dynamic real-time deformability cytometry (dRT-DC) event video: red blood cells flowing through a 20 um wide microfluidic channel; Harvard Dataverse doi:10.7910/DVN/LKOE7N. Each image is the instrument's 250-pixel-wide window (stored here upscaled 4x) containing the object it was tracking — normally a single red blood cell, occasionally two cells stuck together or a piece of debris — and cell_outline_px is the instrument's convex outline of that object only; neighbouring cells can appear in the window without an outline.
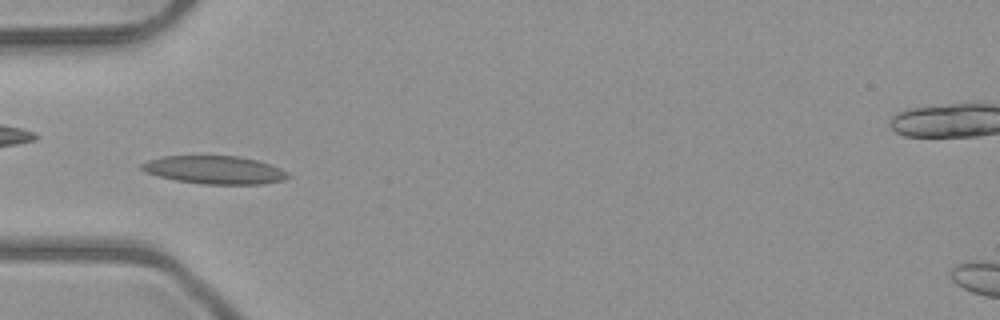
{"species": "common noctule bat (a hibernating species)", "species_latin": "Nyctalus noctula", "temperature_condition": "room temperature", "stored_images_in_passage": 23, "camera_frame_rate_fps": 3000, "um_per_image_px": 0.085, "animal": {"sex": "male", "body_mass_g": 23.1, "forearm_length_mm": 52.7}, "frame": {"image": 1, "passage_image": 17, "time_ms": 5.333, "image_size_px": [1000, 320], "cell_outline_px": [[292, 176], [284, 180], [264, 184], [204, 184], [176, 180], [144, 172], [140, 168], [140, 164], [148, 160], [164, 156], [236, 156], [256, 160], [280, 168], [288, 172]], "centroid_in_image_um": [18.25, 14.45], "position_along_channel_um": 66.7, "area_um2": 23.87}}
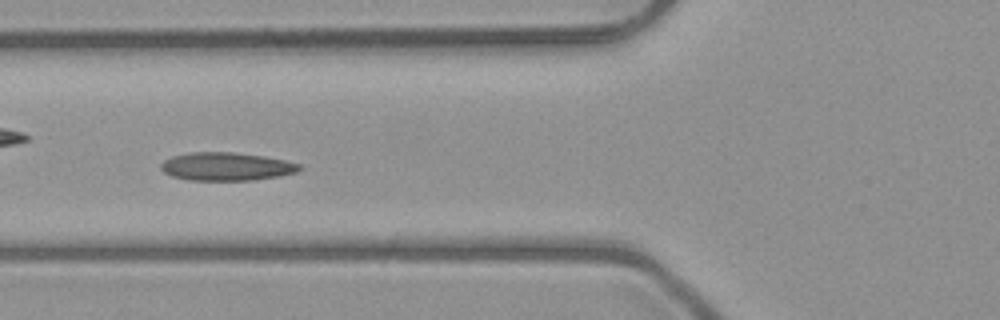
{"frame": {"image": 2, "passage_image": 20, "time_ms": 6.333, "image_size_px": [1000, 320], "cell_outline_px": [[304, 168], [296, 172], [280, 176], [252, 180], [188, 180], [172, 176], [164, 172], [160, 168], [160, 164], [164, 160], [172, 156], [188, 152], [232, 152], [264, 156], [284, 160], [300, 164]], "centroid_in_image_um": [19.24, 14.15], "position_along_channel_um": 106.6, "area_um2": 22.83}}
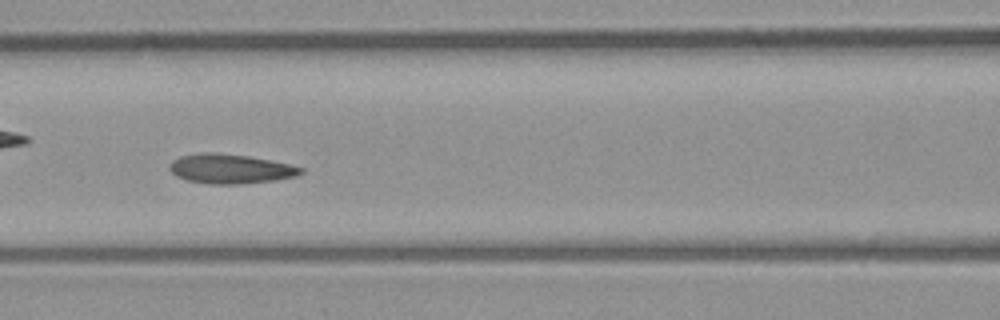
{"frame": {"image": 3, "passage_image": 23, "time_ms": 7.333, "image_size_px": [1000, 320], "cell_outline_px": [[304, 172], [296, 176], [276, 180], [240, 184], [212, 184], [188, 180], [176, 176], [168, 168], [168, 164], [172, 160], [180, 156], [200, 152], [212, 152], [248, 156], [288, 164], [304, 168]], "centroid_in_image_um": [19.55, 14.35], "position_along_channel_um": 147.0, "area_um2": 22.54}}